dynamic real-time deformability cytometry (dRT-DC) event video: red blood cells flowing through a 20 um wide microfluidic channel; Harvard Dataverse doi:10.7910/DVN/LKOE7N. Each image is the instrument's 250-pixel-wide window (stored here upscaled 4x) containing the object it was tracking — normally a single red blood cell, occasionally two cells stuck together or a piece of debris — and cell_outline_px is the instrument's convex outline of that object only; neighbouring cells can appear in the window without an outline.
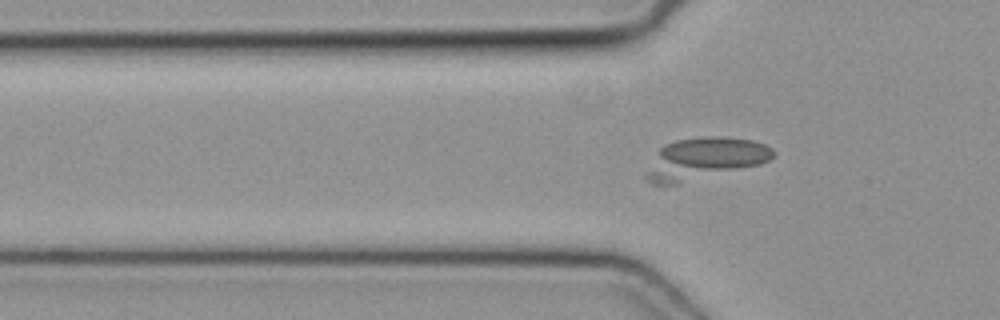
{"species": "common noctule bat (a hibernating species)", "species_latin": "Nyctalus noctula", "temperature_condition": "cold", "stored_images_in_passage": 44, "camera_frame_rate_fps": 3000, "um_per_image_px": 0.085, "animal": {"sex": "female", "body_mass_g": 19.3, "forearm_length_mm": 54.1}, "frame": {"image": 1, "passage_image": 10, "time_ms": 3.0, "image_size_px": [1000, 320], "cell_outline_px": [[776, 156], [760, 164], [680, 184], [652, 184], [644, 176], [660, 148], [664, 144], [676, 140], [704, 136], [720, 136], [752, 140], [764, 144], [772, 148], [776, 152]], "centroid_in_image_um": [59.91, 13.48], "position_along_channel_um": 65.9, "area_um2": 30.81}}
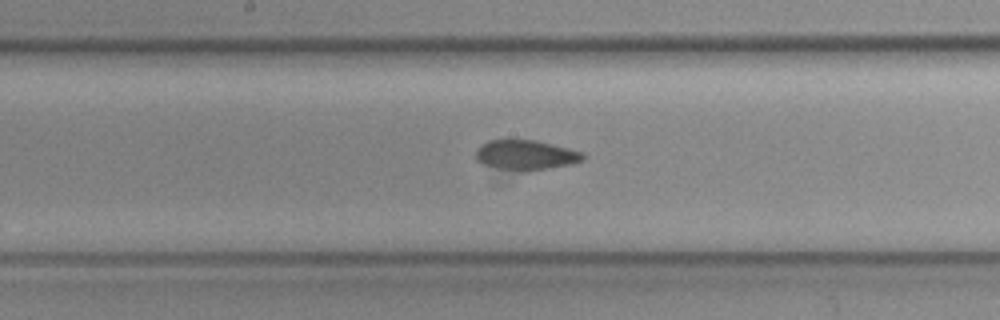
{"frame": {"image": 2, "passage_image": 20, "time_ms": 6.333, "image_size_px": [1000, 320], "cell_outline_px": [[584, 160], [572, 164], [508, 176], [504, 176], [484, 164], [476, 156], [476, 152], [488, 140], [536, 140], [584, 152]], "centroid_in_image_um": [44.67, 13.27], "position_along_channel_um": 203.5, "area_um2": 19.71}}
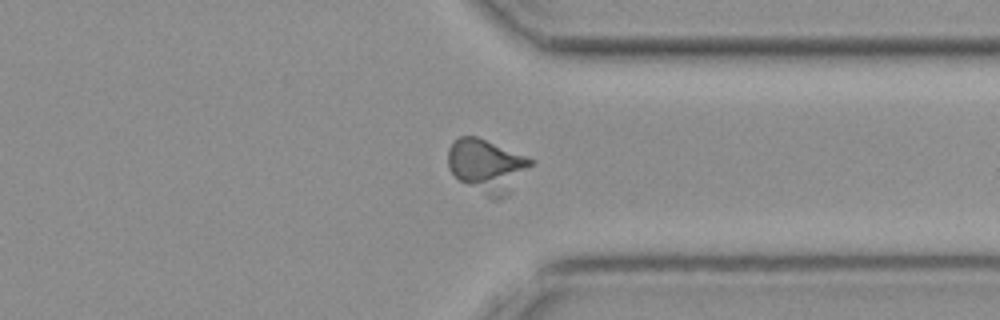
{"frame": {"image": 3, "passage_image": 32, "time_ms": 10.333, "image_size_px": [1000, 320], "cell_outline_px": [[536, 160], [508, 196], [500, 200], [492, 200], [460, 180], [448, 168], [448, 148], [452, 140], [460, 136], [476, 136]], "centroid_in_image_um": [41.41, 14.11], "position_along_channel_um": 370.0, "area_um2": 26.01}}